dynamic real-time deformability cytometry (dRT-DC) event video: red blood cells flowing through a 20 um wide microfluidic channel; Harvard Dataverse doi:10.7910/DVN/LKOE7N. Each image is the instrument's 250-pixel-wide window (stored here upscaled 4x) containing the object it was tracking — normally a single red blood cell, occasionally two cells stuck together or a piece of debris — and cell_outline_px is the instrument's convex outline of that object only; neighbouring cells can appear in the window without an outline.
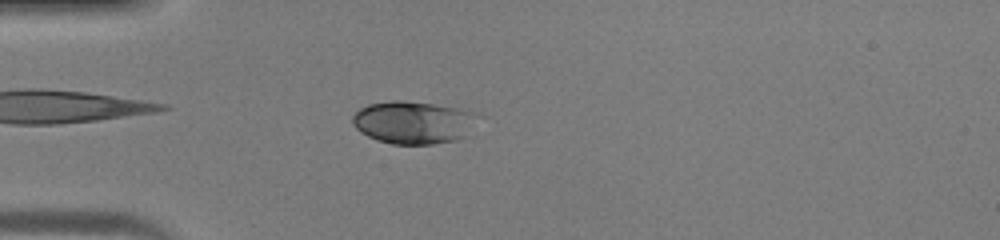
{"species": "human", "species_latin": "Homo sapiens", "temperature_condition": "warm", "stored_images_in_passage": 45, "camera_frame_rate_fps": 3000, "um_per_image_px": 0.085, "donor": {"sex": "male"}, "frame": {"image": 1, "passage_image": 13, "time_ms": 4.0, "image_size_px": [1000, 240], "cell_outline_px": [[480, 116], [464, 136], [456, 140], [432, 144], [392, 144], [376, 140], [360, 132], [352, 124], [352, 116], [360, 108], [368, 104], [392, 100], [400, 100], [432, 104], [460, 108], [476, 112]], "centroid_in_image_um": [35.12, 10.4], "position_along_channel_um": 49.9, "area_um2": 31.21}}
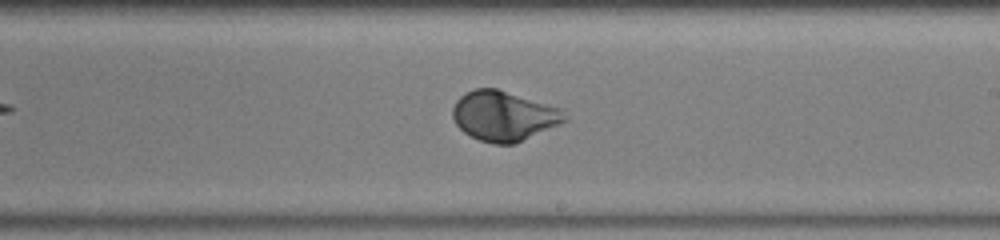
{"frame": {"image": 2, "passage_image": 27, "time_ms": 8.667, "image_size_px": [1000, 240], "cell_outline_px": [[568, 120], [516, 144], [492, 144], [480, 140], [464, 132], [456, 124], [452, 116], [452, 108], [456, 100], [464, 92], [476, 88], [496, 88], [564, 108]], "centroid_in_image_um": [42.84, 9.85], "position_along_channel_um": 246.2, "area_um2": 32.95}}
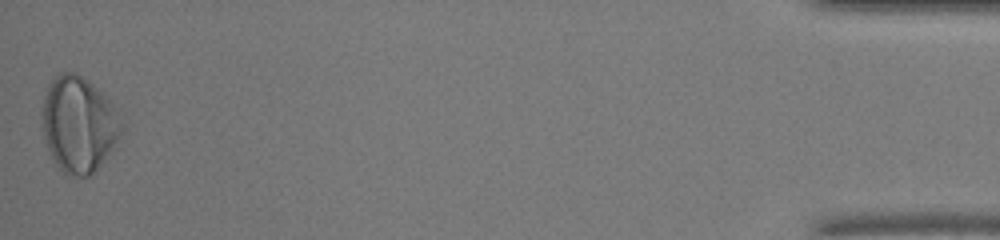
{"frame": {"image": 3, "passage_image": 45, "time_ms": 14.667, "image_size_px": [1000, 240], "cell_outline_px": [[124, 128], [112, 148], [104, 160], [88, 176], [68, 176], [60, 168], [52, 156], [48, 148], [44, 136], [40, 116], [40, 112], [44, 96], [48, 84], [60, 72], [76, 72], [88, 80], [112, 104]], "centroid_in_image_um": [6.65, 10.54], "position_along_channel_um": 428.6, "area_um2": 43.87}}